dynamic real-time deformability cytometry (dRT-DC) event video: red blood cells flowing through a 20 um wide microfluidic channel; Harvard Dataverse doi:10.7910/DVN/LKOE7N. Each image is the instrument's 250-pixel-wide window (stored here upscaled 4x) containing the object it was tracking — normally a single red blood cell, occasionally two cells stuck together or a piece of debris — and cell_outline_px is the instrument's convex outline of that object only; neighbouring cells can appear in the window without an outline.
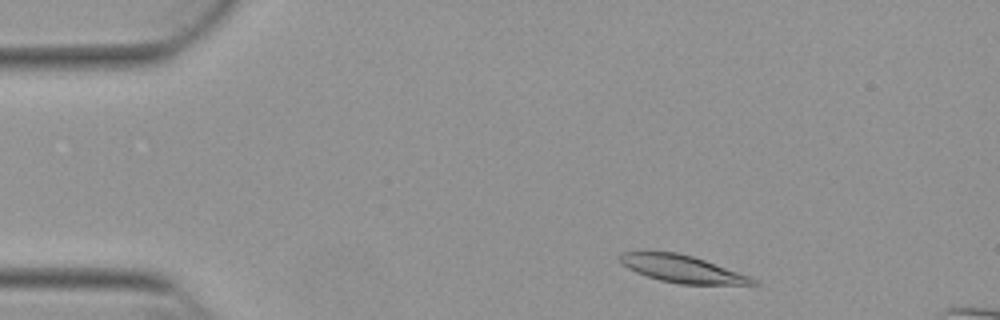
{"species": "Egyptian fruit bat (a non-hibernating species)", "species_latin": "Rousettus aegyptiacus", "temperature_condition": "warm", "stored_images_in_passage": 49, "camera_frame_rate_fps": 3000, "um_per_image_px": 0.085, "animal": {"sex": "female"}, "frame": {"image": 1, "passage_image": 4, "time_ms": 1.0, "image_size_px": [1000, 320], "cell_outline_px": [[760, 284], [680, 284], [660, 280], [636, 272], [620, 264], [616, 256], [620, 252], [676, 252], [692, 256], [704, 260], [748, 276], [756, 280]], "centroid_in_image_um": [57.89, 22.85], "position_along_channel_um": 27.1, "area_um2": 20.81}}
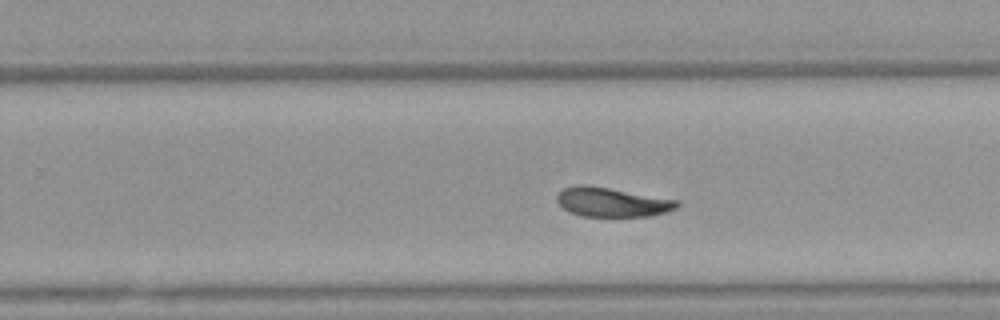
{"frame": {"image": 2, "passage_image": 29, "time_ms": 9.333, "image_size_px": [1000, 320], "cell_outline_px": [[680, 204], [676, 208], [664, 212], [648, 216], [580, 216], [568, 212], [556, 200], [556, 196], [564, 188], [576, 184], [584, 184], [608, 188], [676, 200]], "centroid_in_image_um": [51.95, 17.18], "position_along_channel_um": 277.8, "area_um2": 20.17}}
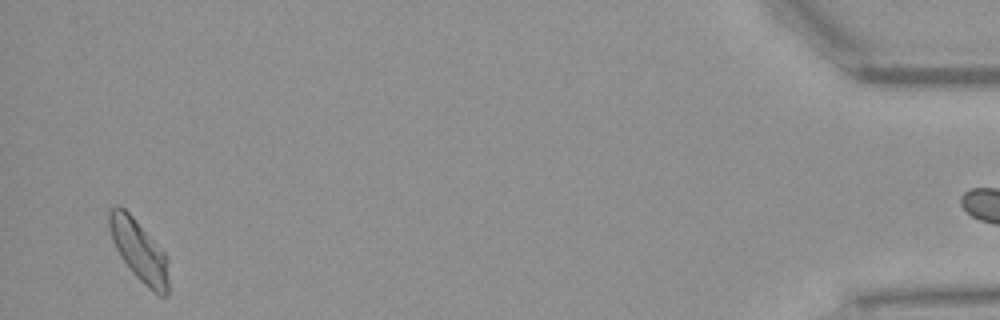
{"frame": {"image": 3, "passage_image": 47, "time_ms": 15.333, "image_size_px": [1000, 320], "cell_outline_px": [[168, 296], [160, 296], [152, 292], [132, 272], [120, 256], [112, 240], [108, 224], [108, 216], [112, 208], [116, 204], [124, 208], [132, 216], [168, 256]], "centroid_in_image_um": [11.84, 21.33], "position_along_channel_um": 423.4, "area_um2": 21.15}, "authors_computed_cell_mechanics": {"area_um2": 20.8658, "velocity_mm_per_s": 3.8382, "shape_relaxation_time_tau1_ms": 4.0144, "shape_relaxation_time_tau2_ms": 4.3463, "deformation_change_tau1": 0.1489, "deformation_change_tau2": 0.112}}